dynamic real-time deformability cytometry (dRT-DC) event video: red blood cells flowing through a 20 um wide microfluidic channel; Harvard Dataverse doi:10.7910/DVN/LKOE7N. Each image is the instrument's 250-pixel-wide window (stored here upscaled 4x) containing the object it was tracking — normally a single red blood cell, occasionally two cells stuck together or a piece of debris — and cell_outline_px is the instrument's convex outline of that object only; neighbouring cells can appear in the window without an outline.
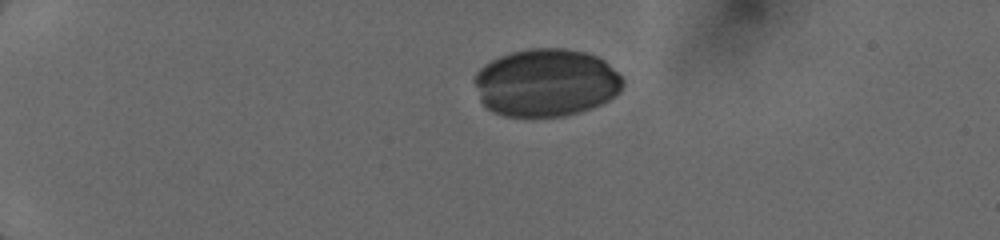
{"species": "human", "species_latin": "Homo sapiens", "temperature_condition": "cold", "stored_images_in_passage": 4, "camera_frame_rate_fps": 3000, "um_per_image_px": 0.085, "donor": {"sex": "female"}, "frame": {"image": 1, "passage_image": 1, "time_ms": 0.0, "image_size_px": [1000, 240], "cell_outline_px": [[624, 84], [620, 92], [616, 96], [600, 104], [580, 112], [564, 116], [504, 116], [492, 112], [480, 100], [472, 80], [476, 72], [484, 64], [500, 56], [512, 52], [532, 48], [564, 48], [584, 52], [596, 56], [604, 60], [624, 80]], "centroid_in_image_um": [46.4, 7.03], "position_along_channel_um": 38.6, "area_um2": 58.72}}